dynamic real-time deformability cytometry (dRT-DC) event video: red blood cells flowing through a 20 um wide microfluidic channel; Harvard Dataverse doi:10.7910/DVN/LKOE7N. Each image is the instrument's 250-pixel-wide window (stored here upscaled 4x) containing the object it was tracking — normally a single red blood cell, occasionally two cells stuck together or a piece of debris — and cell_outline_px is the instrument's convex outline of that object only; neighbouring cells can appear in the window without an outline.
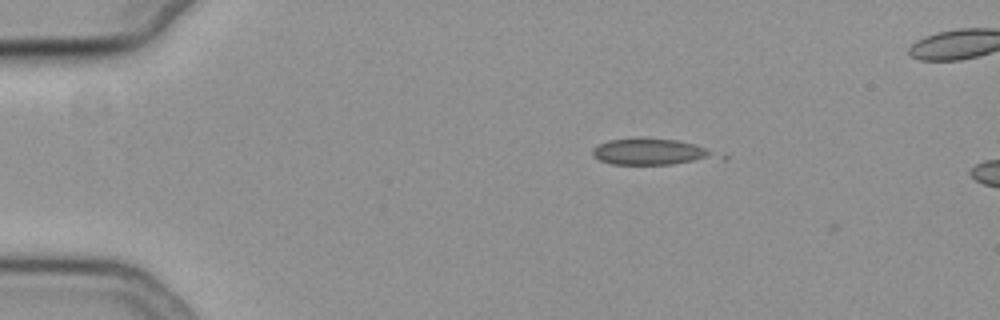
{"species": "common noctule bat (a hibernating species)", "species_latin": "Nyctalus noctula", "temperature_condition": "cold", "stored_images_in_passage": 6, "camera_frame_rate_fps": 3000, "um_per_image_px": 0.085, "animal": {"sex": "female", "body_mass_g": 19.3, "forearm_length_mm": 54.1}, "frame": {"image": 1, "passage_image": 2, "time_ms": 0.333, "image_size_px": [1000, 320], "cell_outline_px": [[728, 160], [672, 164], [612, 164], [600, 160], [592, 156], [592, 152], [600, 144], [608, 140], [676, 140], [696, 144], [724, 152], [728, 156]], "centroid_in_image_um": [55.7, 12.96], "position_along_channel_um": 29.3, "area_um2": 19.36}}